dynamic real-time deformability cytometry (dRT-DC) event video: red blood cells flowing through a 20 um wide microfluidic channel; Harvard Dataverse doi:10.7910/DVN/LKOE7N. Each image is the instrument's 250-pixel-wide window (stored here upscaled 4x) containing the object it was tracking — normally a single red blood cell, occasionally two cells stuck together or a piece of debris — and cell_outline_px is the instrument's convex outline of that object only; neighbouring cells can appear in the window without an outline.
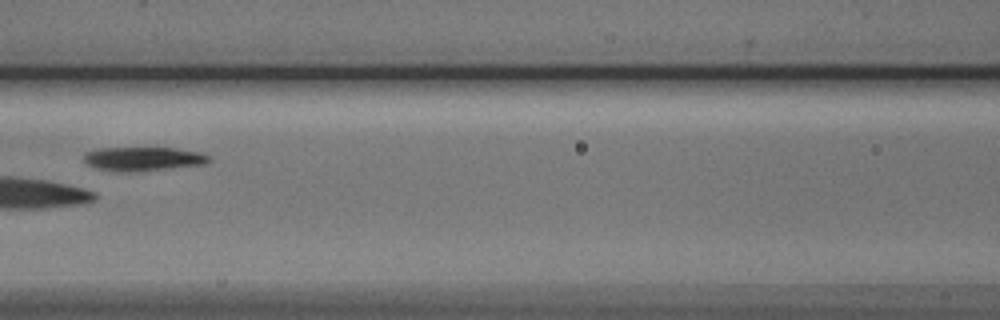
{"species": "Egyptian fruit bat (a non-hibernating species)", "species_latin": "Rousettus aegyptiacus", "temperature_condition": "cold", "stored_images_in_passage": 8, "camera_frame_rate_fps": 3000, "um_per_image_px": 0.085, "animal": {"sex": "male"}, "frame": {"image": 1, "passage_image": 8, "time_ms": 8.333, "image_size_px": [1000, 320], "cell_outline_px": [[212, 160], [208, 164], [168, 168], [100, 168], [88, 164], [84, 160], [84, 152], [100, 148], [176, 148], [200, 152], [212, 156]], "centroid_in_image_um": [12.32, 13.43], "position_along_channel_um": 154.3, "area_um2": 16.3}}